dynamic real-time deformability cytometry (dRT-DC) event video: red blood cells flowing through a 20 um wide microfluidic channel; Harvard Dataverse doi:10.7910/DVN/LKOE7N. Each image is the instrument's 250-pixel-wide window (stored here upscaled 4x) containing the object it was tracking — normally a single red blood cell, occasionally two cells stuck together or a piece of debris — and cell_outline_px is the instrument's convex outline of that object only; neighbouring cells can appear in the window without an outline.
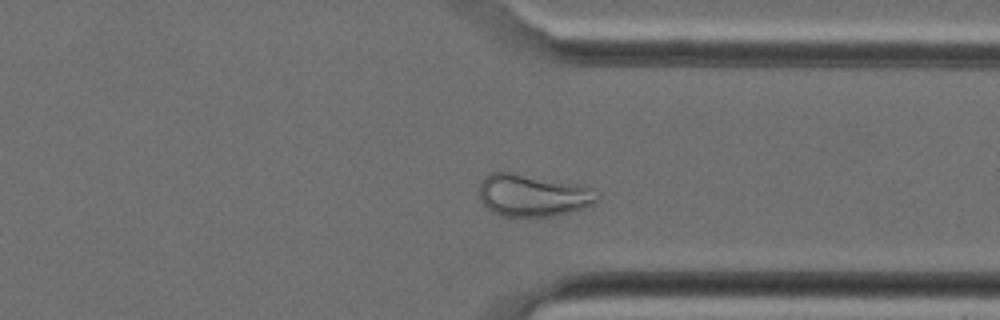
{"species": "Egyptian fruit bat (a non-hibernating species)", "species_latin": "Rousettus aegyptiacus", "temperature_condition": "cold", "stored_images_in_passage": 28, "camera_frame_rate_fps": 3000, "um_per_image_px": 0.085, "animal": {"sex": "female"}, "frame": {"image": 1, "passage_image": 19, "time_ms": 6.0, "image_size_px": [1000, 320], "cell_outline_px": [[600, 196], [596, 204], [584, 208], [552, 216], [504, 216], [492, 212], [480, 200], [480, 184], [484, 176], [488, 172], [508, 172], [576, 184], [592, 188], [600, 192]], "centroid_in_image_um": [45.32, 16.61], "position_along_channel_um": 366.1, "area_um2": 28.96}}
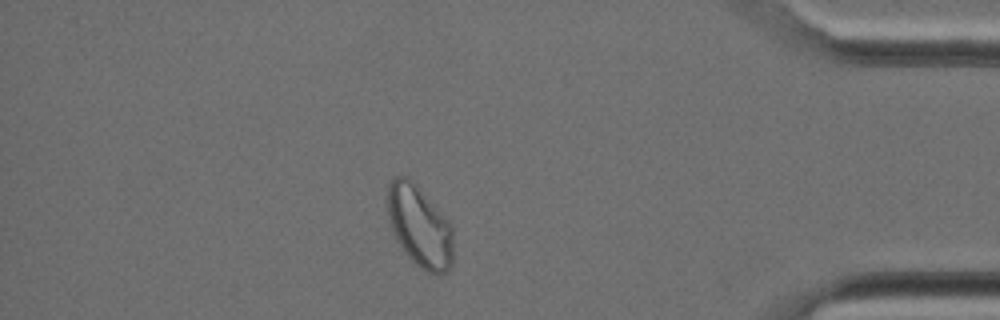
{"frame": {"image": 2, "passage_image": 23, "time_ms": 7.333, "image_size_px": [1000, 320], "cell_outline_px": [[452, 264], [448, 272], [440, 276], [436, 276], [420, 268], [404, 252], [388, 220], [384, 200], [384, 196], [388, 184], [396, 176], [408, 176], [416, 184], [452, 224]], "centroid_in_image_um": [35.64, 19.22], "position_along_channel_um": 399.6, "area_um2": 31.79}}